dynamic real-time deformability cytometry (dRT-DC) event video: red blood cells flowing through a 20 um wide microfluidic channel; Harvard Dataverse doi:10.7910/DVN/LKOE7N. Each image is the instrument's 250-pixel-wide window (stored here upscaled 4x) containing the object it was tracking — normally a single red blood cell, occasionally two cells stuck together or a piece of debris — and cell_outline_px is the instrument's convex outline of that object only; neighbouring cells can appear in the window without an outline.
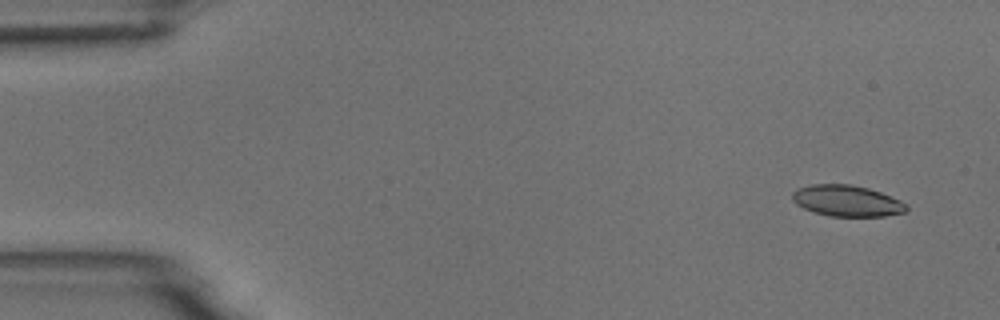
{"species": "common noctule bat (a hibernating species)", "species_latin": "Nyctalus noctula", "temperature_condition": "room temperature", "stored_images_in_passage": 5, "camera_frame_rate_fps": 3000, "um_per_image_px": 0.085, "animal": {"sex": "male", "body_mass_g": 18.8}, "frame": {"image": 1, "passage_image": 1, "time_ms": 0.0, "image_size_px": [1000, 320], "cell_outline_px": [[908, 208], [904, 212], [884, 216], [828, 216], [812, 212], [796, 204], [792, 200], [792, 192], [796, 188], [812, 184], [852, 184], [868, 188], [880, 192], [900, 200], [908, 204]], "centroid_in_image_um": [71.96, 17.06], "position_along_channel_um": 13.0, "area_um2": 20.87}}
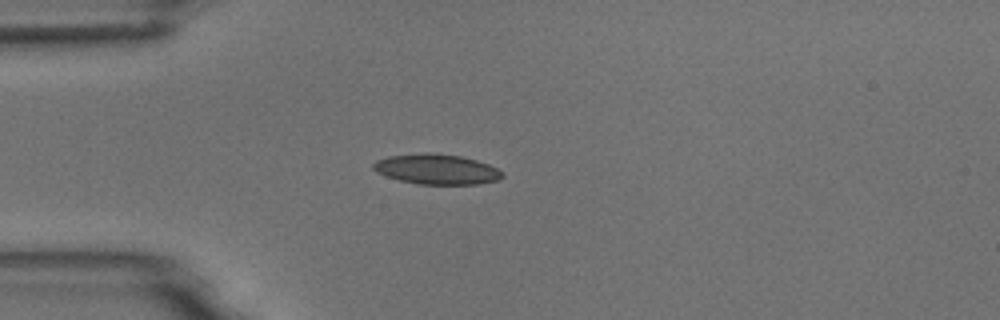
{"frame": {"image": 2, "passage_image": 4, "time_ms": 3.667, "image_size_px": [1000, 320], "cell_outline_px": [[504, 176], [496, 180], [480, 184], [416, 184], [400, 180], [376, 172], [372, 168], [372, 164], [376, 160], [388, 156], [424, 152], [428, 152], [460, 156], [476, 160], [488, 164], [504, 172]], "centroid_in_image_um": [37.1, 14.38], "position_along_channel_um": 47.9, "area_um2": 22.72}}